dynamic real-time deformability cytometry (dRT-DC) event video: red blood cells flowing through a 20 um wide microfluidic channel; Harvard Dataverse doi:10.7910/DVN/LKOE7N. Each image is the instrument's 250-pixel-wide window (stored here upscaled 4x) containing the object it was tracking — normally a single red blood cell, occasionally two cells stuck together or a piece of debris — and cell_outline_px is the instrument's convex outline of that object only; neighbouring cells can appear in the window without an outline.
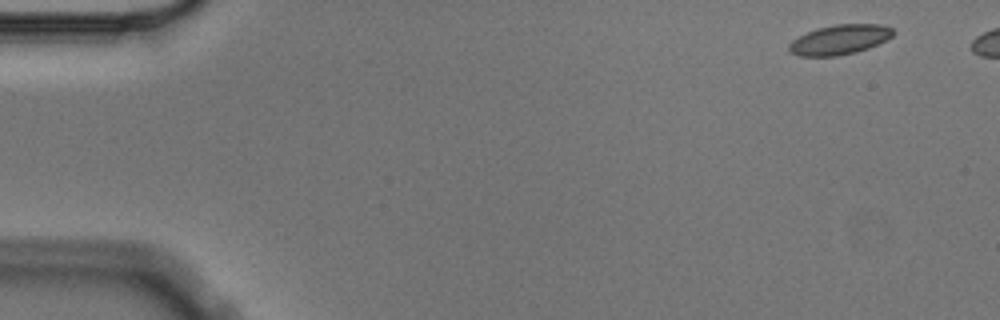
{"species": "Egyptian fruit bat (a non-hibernating species)", "species_latin": "Rousettus aegyptiacus", "temperature_condition": "cold", "stored_images_in_passage": 6, "segment_of_instrument_passage": [1, 2], "camera_frame_rate_fps": 3000, "um_per_image_px": 0.085, "animal": {"sex": "male"}, "frame": {"image": 1, "passage_image": 1, "time_ms": 0.0, "image_size_px": [1000, 320], "cell_outline_px": [[896, 32], [892, 36], [868, 48], [856, 52], [836, 56], [800, 56], [788, 52], [788, 44], [792, 40], [816, 28], [836, 24], [884, 24], [892, 28]], "centroid_in_image_um": [71.36, 3.36], "position_along_channel_um": 13.6, "area_um2": 18.09}}
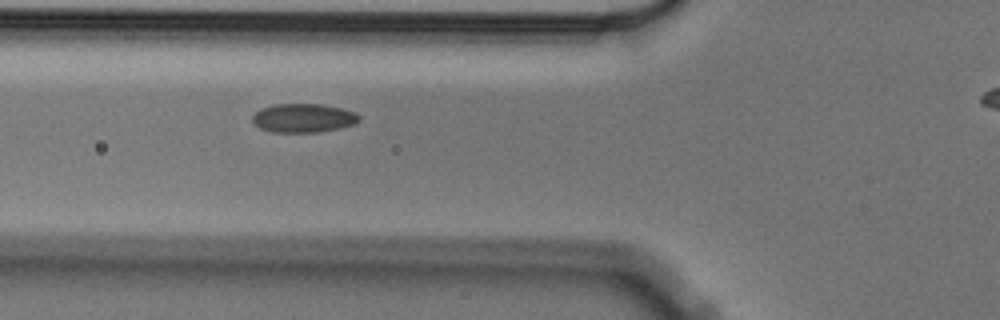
{"frame": {"image": 2, "passage_image": 5, "time_ms": 1.333, "image_size_px": [1000, 320], "cell_outline_px": [[360, 120], [356, 124], [340, 128], [320, 132], [272, 132], [260, 128], [252, 120], [252, 116], [260, 108], [276, 104], [320, 104], [340, 108], [356, 112], [360, 116]], "centroid_in_image_um": [25.81, 10.03], "position_along_channel_um": 100.0, "area_um2": 17.98}}